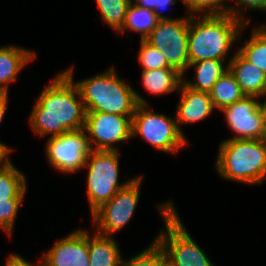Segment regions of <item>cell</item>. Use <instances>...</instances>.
<instances>
[{
    "instance_id": "cell-1",
    "label": "cell",
    "mask_w": 266,
    "mask_h": 266,
    "mask_svg": "<svg viewBox=\"0 0 266 266\" xmlns=\"http://www.w3.org/2000/svg\"><path fill=\"white\" fill-rule=\"evenodd\" d=\"M73 66L51 80L35 101L29 125L40 137L58 136L85 127L86 110L74 83Z\"/></svg>"
},
{
    "instance_id": "cell-2",
    "label": "cell",
    "mask_w": 266,
    "mask_h": 266,
    "mask_svg": "<svg viewBox=\"0 0 266 266\" xmlns=\"http://www.w3.org/2000/svg\"><path fill=\"white\" fill-rule=\"evenodd\" d=\"M247 24L232 15L190 16L188 32L189 64L201 60H227L234 42L240 39Z\"/></svg>"
},
{
    "instance_id": "cell-3",
    "label": "cell",
    "mask_w": 266,
    "mask_h": 266,
    "mask_svg": "<svg viewBox=\"0 0 266 266\" xmlns=\"http://www.w3.org/2000/svg\"><path fill=\"white\" fill-rule=\"evenodd\" d=\"M118 76L112 66L104 73L74 82L86 111L133 117L138 104L148 105V101L141 94Z\"/></svg>"
},
{
    "instance_id": "cell-4",
    "label": "cell",
    "mask_w": 266,
    "mask_h": 266,
    "mask_svg": "<svg viewBox=\"0 0 266 266\" xmlns=\"http://www.w3.org/2000/svg\"><path fill=\"white\" fill-rule=\"evenodd\" d=\"M215 169L223 178L259 185L266 179V140L225 139L220 143Z\"/></svg>"
},
{
    "instance_id": "cell-5",
    "label": "cell",
    "mask_w": 266,
    "mask_h": 266,
    "mask_svg": "<svg viewBox=\"0 0 266 266\" xmlns=\"http://www.w3.org/2000/svg\"><path fill=\"white\" fill-rule=\"evenodd\" d=\"M157 209L165 227L155 240L163 248L171 266H216L186 230L172 200L157 205Z\"/></svg>"
},
{
    "instance_id": "cell-6",
    "label": "cell",
    "mask_w": 266,
    "mask_h": 266,
    "mask_svg": "<svg viewBox=\"0 0 266 266\" xmlns=\"http://www.w3.org/2000/svg\"><path fill=\"white\" fill-rule=\"evenodd\" d=\"M119 151L92 150L84 168H88L87 198L91 214L108 202L135 177L119 183Z\"/></svg>"
},
{
    "instance_id": "cell-7",
    "label": "cell",
    "mask_w": 266,
    "mask_h": 266,
    "mask_svg": "<svg viewBox=\"0 0 266 266\" xmlns=\"http://www.w3.org/2000/svg\"><path fill=\"white\" fill-rule=\"evenodd\" d=\"M148 105L138 104L132 117V138L140 136L153 148L165 153H176L188 144L176 122V118L155 113Z\"/></svg>"
},
{
    "instance_id": "cell-8",
    "label": "cell",
    "mask_w": 266,
    "mask_h": 266,
    "mask_svg": "<svg viewBox=\"0 0 266 266\" xmlns=\"http://www.w3.org/2000/svg\"><path fill=\"white\" fill-rule=\"evenodd\" d=\"M142 177L143 175H137L126 187L91 214L92 226L96 225L97 233L112 236L130 222L139 204Z\"/></svg>"
},
{
    "instance_id": "cell-9",
    "label": "cell",
    "mask_w": 266,
    "mask_h": 266,
    "mask_svg": "<svg viewBox=\"0 0 266 266\" xmlns=\"http://www.w3.org/2000/svg\"><path fill=\"white\" fill-rule=\"evenodd\" d=\"M186 16V17H185ZM173 20H159L156 27L145 39L159 49L168 64L182 74L188 71V32L190 15Z\"/></svg>"
},
{
    "instance_id": "cell-10",
    "label": "cell",
    "mask_w": 266,
    "mask_h": 266,
    "mask_svg": "<svg viewBox=\"0 0 266 266\" xmlns=\"http://www.w3.org/2000/svg\"><path fill=\"white\" fill-rule=\"evenodd\" d=\"M48 138L45 155L56 171L72 174L85 167L92 148L84 128Z\"/></svg>"
},
{
    "instance_id": "cell-11",
    "label": "cell",
    "mask_w": 266,
    "mask_h": 266,
    "mask_svg": "<svg viewBox=\"0 0 266 266\" xmlns=\"http://www.w3.org/2000/svg\"><path fill=\"white\" fill-rule=\"evenodd\" d=\"M84 129L92 150L120 151L114 144L131 139L132 117L86 111Z\"/></svg>"
},
{
    "instance_id": "cell-12",
    "label": "cell",
    "mask_w": 266,
    "mask_h": 266,
    "mask_svg": "<svg viewBox=\"0 0 266 266\" xmlns=\"http://www.w3.org/2000/svg\"><path fill=\"white\" fill-rule=\"evenodd\" d=\"M258 99L256 96H244L221 110L228 127L236 134L229 139H264Z\"/></svg>"
},
{
    "instance_id": "cell-13",
    "label": "cell",
    "mask_w": 266,
    "mask_h": 266,
    "mask_svg": "<svg viewBox=\"0 0 266 266\" xmlns=\"http://www.w3.org/2000/svg\"><path fill=\"white\" fill-rule=\"evenodd\" d=\"M39 260L42 266H89L88 231L79 227L56 241Z\"/></svg>"
},
{
    "instance_id": "cell-14",
    "label": "cell",
    "mask_w": 266,
    "mask_h": 266,
    "mask_svg": "<svg viewBox=\"0 0 266 266\" xmlns=\"http://www.w3.org/2000/svg\"><path fill=\"white\" fill-rule=\"evenodd\" d=\"M180 101L177 105L175 118L180 132L183 124L197 123L206 119L214 112V106L208 92L196 91L182 83Z\"/></svg>"
},
{
    "instance_id": "cell-15",
    "label": "cell",
    "mask_w": 266,
    "mask_h": 266,
    "mask_svg": "<svg viewBox=\"0 0 266 266\" xmlns=\"http://www.w3.org/2000/svg\"><path fill=\"white\" fill-rule=\"evenodd\" d=\"M228 60V69L234 75L245 96H266V74L248 62L238 51Z\"/></svg>"
},
{
    "instance_id": "cell-16",
    "label": "cell",
    "mask_w": 266,
    "mask_h": 266,
    "mask_svg": "<svg viewBox=\"0 0 266 266\" xmlns=\"http://www.w3.org/2000/svg\"><path fill=\"white\" fill-rule=\"evenodd\" d=\"M35 51L16 45L0 47V90L8 92V83L16 81L20 72L35 60Z\"/></svg>"
},
{
    "instance_id": "cell-17",
    "label": "cell",
    "mask_w": 266,
    "mask_h": 266,
    "mask_svg": "<svg viewBox=\"0 0 266 266\" xmlns=\"http://www.w3.org/2000/svg\"><path fill=\"white\" fill-rule=\"evenodd\" d=\"M94 232L90 236L88 231L89 266H120L121 251L114 237Z\"/></svg>"
},
{
    "instance_id": "cell-18",
    "label": "cell",
    "mask_w": 266,
    "mask_h": 266,
    "mask_svg": "<svg viewBox=\"0 0 266 266\" xmlns=\"http://www.w3.org/2000/svg\"><path fill=\"white\" fill-rule=\"evenodd\" d=\"M184 74L176 68H160L142 71V86L150 94L163 95L179 91Z\"/></svg>"
},
{
    "instance_id": "cell-19",
    "label": "cell",
    "mask_w": 266,
    "mask_h": 266,
    "mask_svg": "<svg viewBox=\"0 0 266 266\" xmlns=\"http://www.w3.org/2000/svg\"><path fill=\"white\" fill-rule=\"evenodd\" d=\"M224 63V61L215 59L191 63L188 70L195 68L196 73L193 77L195 81L191 82L183 77V83L190 89L209 93L217 80L228 70V64L226 63L224 67Z\"/></svg>"
},
{
    "instance_id": "cell-20",
    "label": "cell",
    "mask_w": 266,
    "mask_h": 266,
    "mask_svg": "<svg viewBox=\"0 0 266 266\" xmlns=\"http://www.w3.org/2000/svg\"><path fill=\"white\" fill-rule=\"evenodd\" d=\"M27 180L9 159L0 165V199H24Z\"/></svg>"
},
{
    "instance_id": "cell-21",
    "label": "cell",
    "mask_w": 266,
    "mask_h": 266,
    "mask_svg": "<svg viewBox=\"0 0 266 266\" xmlns=\"http://www.w3.org/2000/svg\"><path fill=\"white\" fill-rule=\"evenodd\" d=\"M209 94L214 108L220 111L245 96L229 69L217 80Z\"/></svg>"
},
{
    "instance_id": "cell-22",
    "label": "cell",
    "mask_w": 266,
    "mask_h": 266,
    "mask_svg": "<svg viewBox=\"0 0 266 266\" xmlns=\"http://www.w3.org/2000/svg\"><path fill=\"white\" fill-rule=\"evenodd\" d=\"M159 19L155 12L144 9L131 3L127 9L125 23L118 33H126L128 30L138 32L141 40H145L158 24Z\"/></svg>"
},
{
    "instance_id": "cell-23",
    "label": "cell",
    "mask_w": 266,
    "mask_h": 266,
    "mask_svg": "<svg viewBox=\"0 0 266 266\" xmlns=\"http://www.w3.org/2000/svg\"><path fill=\"white\" fill-rule=\"evenodd\" d=\"M237 51L266 74V30L261 25L252 29L250 38Z\"/></svg>"
},
{
    "instance_id": "cell-24",
    "label": "cell",
    "mask_w": 266,
    "mask_h": 266,
    "mask_svg": "<svg viewBox=\"0 0 266 266\" xmlns=\"http://www.w3.org/2000/svg\"><path fill=\"white\" fill-rule=\"evenodd\" d=\"M101 14L102 22L118 33L126 19L131 0H95Z\"/></svg>"
},
{
    "instance_id": "cell-25",
    "label": "cell",
    "mask_w": 266,
    "mask_h": 266,
    "mask_svg": "<svg viewBox=\"0 0 266 266\" xmlns=\"http://www.w3.org/2000/svg\"><path fill=\"white\" fill-rule=\"evenodd\" d=\"M166 262L163 248L154 240L151 245L128 260L121 259L120 266H162Z\"/></svg>"
},
{
    "instance_id": "cell-26",
    "label": "cell",
    "mask_w": 266,
    "mask_h": 266,
    "mask_svg": "<svg viewBox=\"0 0 266 266\" xmlns=\"http://www.w3.org/2000/svg\"><path fill=\"white\" fill-rule=\"evenodd\" d=\"M137 57L143 68L142 71L173 68L168 64L160 50L149 44L146 40H140V50Z\"/></svg>"
},
{
    "instance_id": "cell-27",
    "label": "cell",
    "mask_w": 266,
    "mask_h": 266,
    "mask_svg": "<svg viewBox=\"0 0 266 266\" xmlns=\"http://www.w3.org/2000/svg\"><path fill=\"white\" fill-rule=\"evenodd\" d=\"M227 1L229 2V0H181L190 16L201 15V12L202 15L226 14L229 6L226 4Z\"/></svg>"
},
{
    "instance_id": "cell-28",
    "label": "cell",
    "mask_w": 266,
    "mask_h": 266,
    "mask_svg": "<svg viewBox=\"0 0 266 266\" xmlns=\"http://www.w3.org/2000/svg\"><path fill=\"white\" fill-rule=\"evenodd\" d=\"M23 201V199H0V228L9 237H12L15 219Z\"/></svg>"
},
{
    "instance_id": "cell-29",
    "label": "cell",
    "mask_w": 266,
    "mask_h": 266,
    "mask_svg": "<svg viewBox=\"0 0 266 266\" xmlns=\"http://www.w3.org/2000/svg\"><path fill=\"white\" fill-rule=\"evenodd\" d=\"M231 1V0H229ZM233 1V0H232ZM236 1V5H229L228 6V14L234 16L237 19L242 20L247 25L251 22V18H245L243 16L244 11L250 8V10L254 11H266V0H234Z\"/></svg>"
},
{
    "instance_id": "cell-30",
    "label": "cell",
    "mask_w": 266,
    "mask_h": 266,
    "mask_svg": "<svg viewBox=\"0 0 266 266\" xmlns=\"http://www.w3.org/2000/svg\"><path fill=\"white\" fill-rule=\"evenodd\" d=\"M133 4L140 8L153 10L159 20H173L176 18H169L162 15L161 9L167 8L169 5H175L177 0H131Z\"/></svg>"
},
{
    "instance_id": "cell-31",
    "label": "cell",
    "mask_w": 266,
    "mask_h": 266,
    "mask_svg": "<svg viewBox=\"0 0 266 266\" xmlns=\"http://www.w3.org/2000/svg\"><path fill=\"white\" fill-rule=\"evenodd\" d=\"M6 266H42L41 260L33 265L19 254H9L6 258Z\"/></svg>"
},
{
    "instance_id": "cell-32",
    "label": "cell",
    "mask_w": 266,
    "mask_h": 266,
    "mask_svg": "<svg viewBox=\"0 0 266 266\" xmlns=\"http://www.w3.org/2000/svg\"><path fill=\"white\" fill-rule=\"evenodd\" d=\"M8 92L0 90V124L8 107Z\"/></svg>"
},
{
    "instance_id": "cell-33",
    "label": "cell",
    "mask_w": 266,
    "mask_h": 266,
    "mask_svg": "<svg viewBox=\"0 0 266 266\" xmlns=\"http://www.w3.org/2000/svg\"><path fill=\"white\" fill-rule=\"evenodd\" d=\"M12 148L0 141V165L6 163L10 158Z\"/></svg>"
},
{
    "instance_id": "cell-34",
    "label": "cell",
    "mask_w": 266,
    "mask_h": 266,
    "mask_svg": "<svg viewBox=\"0 0 266 266\" xmlns=\"http://www.w3.org/2000/svg\"><path fill=\"white\" fill-rule=\"evenodd\" d=\"M265 100L263 102L260 101V112L262 116V129L264 133V140H266V96L263 97Z\"/></svg>"
},
{
    "instance_id": "cell-35",
    "label": "cell",
    "mask_w": 266,
    "mask_h": 266,
    "mask_svg": "<svg viewBox=\"0 0 266 266\" xmlns=\"http://www.w3.org/2000/svg\"><path fill=\"white\" fill-rule=\"evenodd\" d=\"M162 266H171L167 261Z\"/></svg>"
},
{
    "instance_id": "cell-36",
    "label": "cell",
    "mask_w": 266,
    "mask_h": 266,
    "mask_svg": "<svg viewBox=\"0 0 266 266\" xmlns=\"http://www.w3.org/2000/svg\"><path fill=\"white\" fill-rule=\"evenodd\" d=\"M262 27L266 30V24L265 25L263 24Z\"/></svg>"
}]
</instances>
